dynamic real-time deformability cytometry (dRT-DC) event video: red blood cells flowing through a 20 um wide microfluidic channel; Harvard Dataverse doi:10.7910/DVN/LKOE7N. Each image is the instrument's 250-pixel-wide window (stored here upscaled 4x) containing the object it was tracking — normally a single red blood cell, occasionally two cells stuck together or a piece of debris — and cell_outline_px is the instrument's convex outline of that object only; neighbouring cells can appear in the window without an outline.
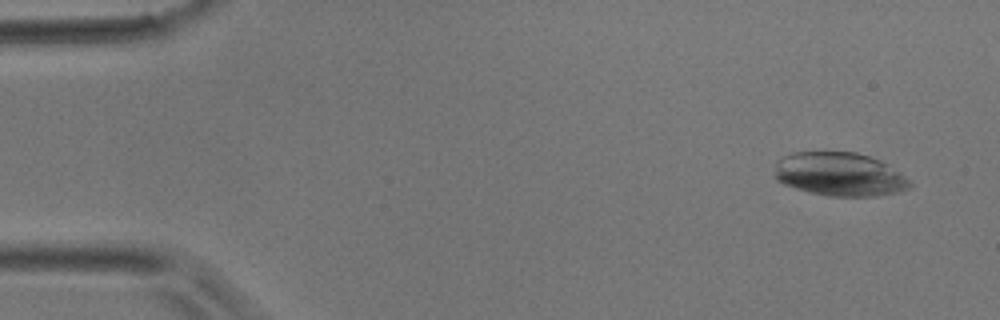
{"species": "common noctule bat (a hibernating species)", "species_latin": "Nyctalus noctula", "temperature_condition": "room temperature", "stored_images_in_passage": 3, "camera_frame_rate_fps": 3000, "um_per_image_px": 0.085, "animal": {"sex": "male", "body_mass_g": 17.9}, "frame": {"image": 1, "passage_image": 1, "time_ms": 0.0, "image_size_px": [1000, 320], "cell_outline_px": [[912, 184], [908, 188], [896, 192], [876, 196], [828, 196], [796, 188], [784, 184], [776, 180], [776, 164], [784, 156], [792, 152], [856, 152], [880, 160], [904, 176]], "centroid_in_image_um": [71.35, 14.81], "position_along_channel_um": 13.6, "area_um2": 33.87}}